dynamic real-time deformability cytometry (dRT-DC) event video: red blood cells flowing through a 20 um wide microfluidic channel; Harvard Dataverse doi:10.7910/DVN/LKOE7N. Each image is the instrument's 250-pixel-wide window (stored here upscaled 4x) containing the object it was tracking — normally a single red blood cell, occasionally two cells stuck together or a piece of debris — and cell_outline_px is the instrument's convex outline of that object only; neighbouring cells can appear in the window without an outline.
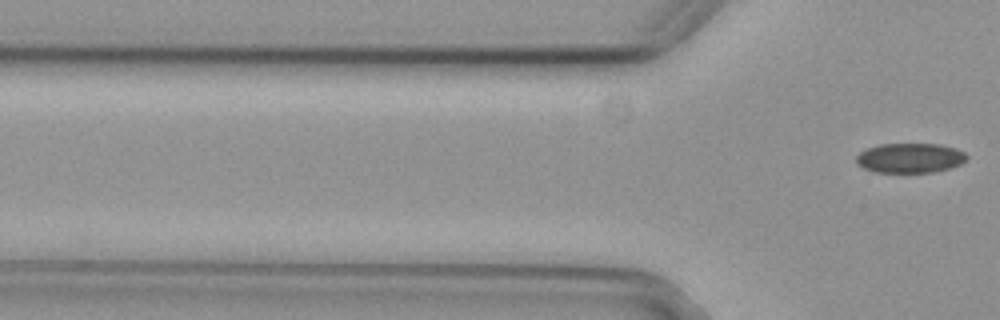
{"species": "common noctule bat (a hibernating species)", "species_latin": "Nyctalus noctula", "temperature_condition": "cold", "stored_images_in_passage": 2, "camera_frame_rate_fps": 3000, "um_per_image_px": 0.085, "animal": {"sex": "female", "body_mass_g": 29.2, "forearm_length_mm": 56.3}, "frame": {"image": 1, "passage_image": 2, "time_ms": 0.333, "image_size_px": [1000, 320], "cell_outline_px": [[968, 160], [960, 164], [948, 168], [932, 172], [876, 172], [864, 168], [856, 160], [856, 156], [860, 152], [868, 148], [880, 144], [940, 144], [956, 148], [964, 152], [968, 156]], "centroid_in_image_um": [77.39, 13.42], "position_along_channel_um": 48.4, "area_um2": 19.02}}